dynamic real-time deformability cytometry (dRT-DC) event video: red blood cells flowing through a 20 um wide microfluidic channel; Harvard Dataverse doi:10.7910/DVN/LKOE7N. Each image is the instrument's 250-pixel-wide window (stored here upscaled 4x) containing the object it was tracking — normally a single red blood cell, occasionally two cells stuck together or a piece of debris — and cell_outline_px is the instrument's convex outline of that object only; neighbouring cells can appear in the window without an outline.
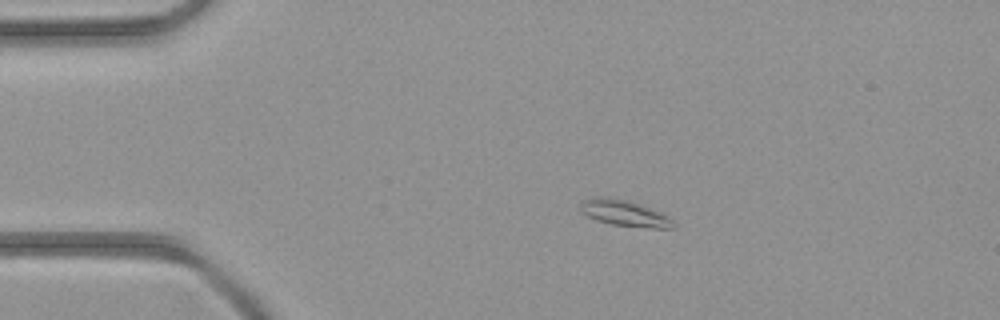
{"species": "common noctule bat (a hibernating species)", "species_latin": "Nyctalus noctula", "temperature_condition": "room temperature", "stored_images_in_passage": 3, "camera_frame_rate_fps": 3000, "um_per_image_px": 0.085, "animal": {"sex": "female", "body_mass_g": 21.9}, "frame": {"image": 1, "passage_image": 2, "time_ms": 1.0, "image_size_px": [1000, 320], "cell_outline_px": [[676, 228], [652, 228], [612, 224], [596, 220], [580, 212], [580, 204], [584, 200], [596, 196], [604, 196], [632, 200], [660, 212], [668, 216], [676, 224]], "centroid_in_image_um": [53.09, 18.1], "position_along_channel_um": 31.9, "area_um2": 14.33}}